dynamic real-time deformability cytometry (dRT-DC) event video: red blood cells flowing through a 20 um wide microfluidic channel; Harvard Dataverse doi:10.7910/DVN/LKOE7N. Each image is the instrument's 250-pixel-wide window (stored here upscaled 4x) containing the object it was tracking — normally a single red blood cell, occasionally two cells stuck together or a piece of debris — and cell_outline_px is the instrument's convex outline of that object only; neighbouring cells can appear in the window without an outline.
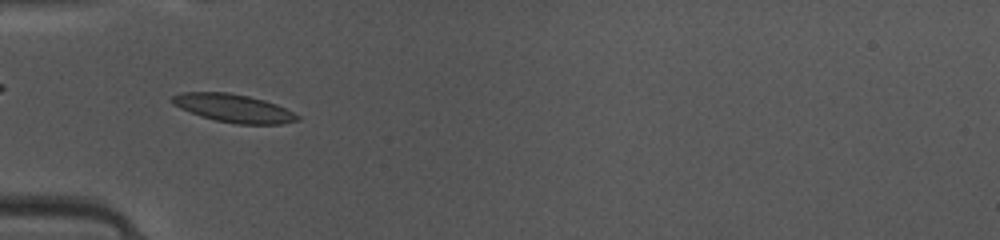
{"species": "common noctule bat (a hibernating species)", "species_latin": "Nyctalus noctula", "temperature_condition": "warm", "stored_images_in_passage": 36, "camera_frame_rate_fps": 3000, "um_per_image_px": 0.085, "animal": {"sex": "female", "body_mass_g": 10.0, "forearm_length_mm": 53.1}, "frame": {"image": 1, "passage_image": 3, "time_ms": 0.667, "image_size_px": [1000, 240], "cell_outline_px": [[300, 120], [280, 124], [236, 124], [216, 120], [200, 116], [180, 108], [172, 104], [172, 96], [184, 92], [228, 92], [248, 96], [264, 100], [276, 104], [300, 116]], "centroid_in_image_um": [19.85, 9.2], "position_along_channel_um": 65.1, "area_um2": 20.4}}
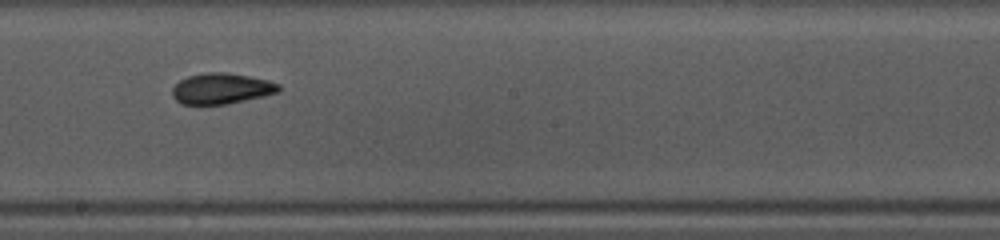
{"frame": {"image": 2, "passage_image": 15, "time_ms": 4.667, "image_size_px": [1000, 240], "cell_outline_px": [[280, 92], [228, 104], [180, 104], [172, 96], [172, 88], [180, 80], [188, 76], [204, 72], [224, 72], [248, 76], [268, 80], [280, 84]], "centroid_in_image_um": [18.81, 7.53], "position_along_channel_um": 229.4, "area_um2": 19.13}}
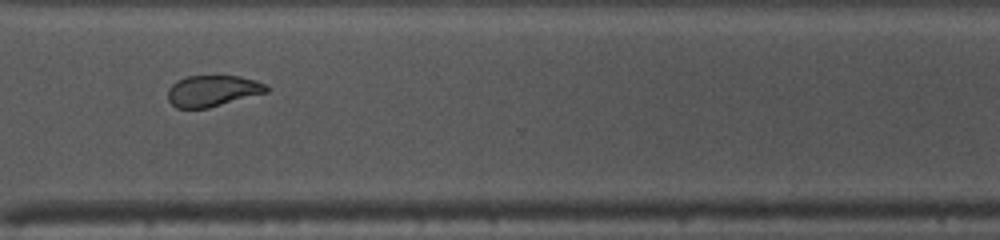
{"frame": {"image": 3, "passage_image": 24, "time_ms": 7.667, "image_size_px": [1000, 240], "cell_outline_px": [[268, 92], [208, 108], [176, 108], [168, 100], [168, 88], [176, 80], [188, 76], [240, 76], [256, 80], [264, 84], [268, 88]], "centroid_in_image_um": [18.05, 7.72], "position_along_channel_um": 352.5, "area_um2": 17.92}, "authors_computed_cell_mechanics": {"area_um2": 19.5653, "velocity_mm_per_s": 4.1242, "shape_relaxation_time_tau1_ms": 4.7925, "shape_relaxation_time_tau2_ms": 1.7562, "deformation_change_tau1": 0.1424, "deformation_change_tau2": 0.0698}}